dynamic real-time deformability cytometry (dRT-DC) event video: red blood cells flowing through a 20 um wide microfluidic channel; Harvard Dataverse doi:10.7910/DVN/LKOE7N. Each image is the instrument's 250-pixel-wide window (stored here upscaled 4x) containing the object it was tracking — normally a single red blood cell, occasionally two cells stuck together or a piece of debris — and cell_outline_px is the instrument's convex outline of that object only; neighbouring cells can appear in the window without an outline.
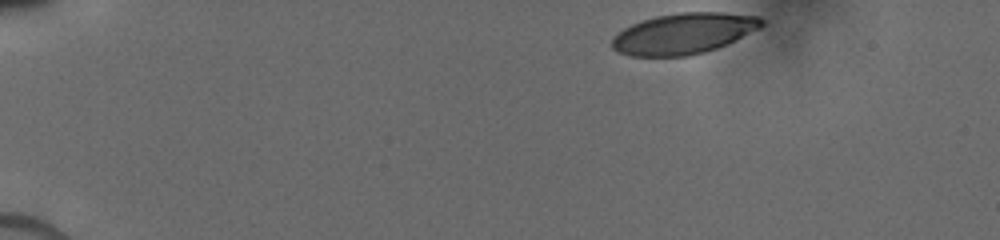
{"species": "human", "species_latin": "Homo sapiens", "temperature_condition": "cold", "stored_images_in_passage": 17, "camera_frame_rate_fps": 3000, "um_per_image_px": 0.085, "donor": {"sex": "male"}, "frame": {"image": 1, "passage_image": 1, "time_ms": 0.0, "image_size_px": [1000, 240], "cell_outline_px": [[764, 24], [760, 28], [728, 44], [704, 52], [688, 56], [628, 56], [616, 52], [612, 48], [612, 36], [624, 28], [632, 24], [656, 16], [680, 12], [724, 12], [756, 16], [764, 20]], "centroid_in_image_um": [58.1, 2.85], "position_along_channel_um": 26.9, "area_um2": 35.78}}